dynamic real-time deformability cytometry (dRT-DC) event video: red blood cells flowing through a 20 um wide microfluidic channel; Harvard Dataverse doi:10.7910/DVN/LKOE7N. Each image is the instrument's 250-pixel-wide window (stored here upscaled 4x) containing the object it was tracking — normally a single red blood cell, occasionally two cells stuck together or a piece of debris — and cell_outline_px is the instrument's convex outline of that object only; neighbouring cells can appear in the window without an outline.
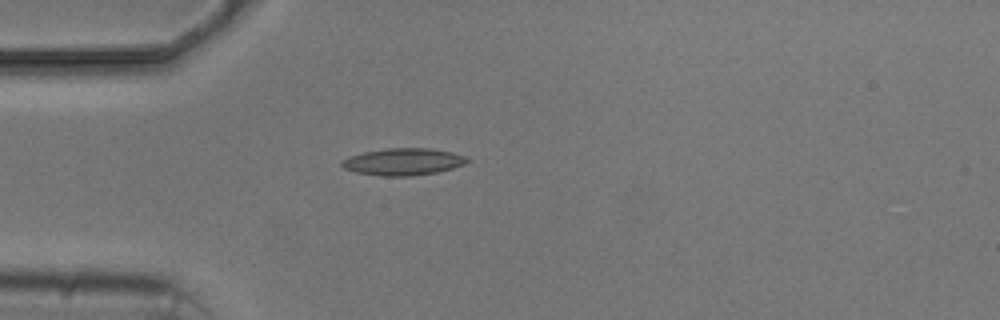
{"species": "common noctule bat (a hibernating species)", "species_latin": "Nyctalus noctula", "temperature_condition": "cold", "stored_images_in_passage": 3, "camera_frame_rate_fps": 3000, "um_per_image_px": 0.085, "animal": {"sex": "male", "body_mass_g": 20.5, "forearm_length_mm": 52.5}, "frame": {"image": 1, "passage_image": 2, "time_ms": 1.0, "image_size_px": [1000, 320], "cell_outline_px": [[472, 160], [464, 164], [452, 168], [436, 172], [412, 176], [384, 176], [356, 172], [344, 168], [340, 164], [340, 160], [348, 156], [364, 152], [388, 148], [432, 148], [452, 152], [464, 156]], "centroid_in_image_um": [34.26, 13.74], "position_along_channel_um": 50.7, "area_um2": 19.77}}